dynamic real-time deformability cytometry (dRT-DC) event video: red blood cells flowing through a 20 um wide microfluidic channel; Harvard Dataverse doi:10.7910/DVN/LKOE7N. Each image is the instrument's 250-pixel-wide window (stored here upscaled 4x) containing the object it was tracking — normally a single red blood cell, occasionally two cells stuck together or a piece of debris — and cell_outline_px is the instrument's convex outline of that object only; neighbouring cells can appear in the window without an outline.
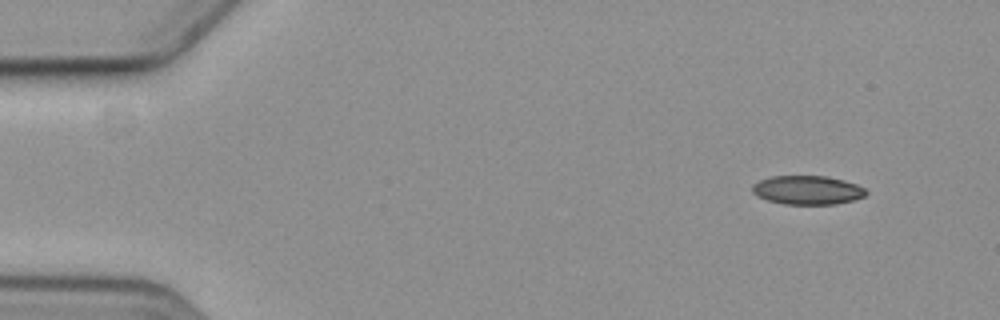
{"species": "common noctule bat (a hibernating species)", "species_latin": "Nyctalus noctula", "temperature_condition": "cold", "stored_images_in_passage": 5, "camera_frame_rate_fps": 3000, "um_per_image_px": 0.085, "animal": {"sex": "female", "body_mass_g": 19.3, "forearm_length_mm": 54.1}, "frame": {"image": 1, "passage_image": 1, "time_ms": 0.0, "image_size_px": [1000, 320], "cell_outline_px": [[868, 192], [864, 196], [852, 200], [836, 204], [784, 204], [768, 200], [752, 192], [752, 184], [760, 180], [772, 176], [828, 176], [844, 180], [856, 184], [864, 188]], "centroid_in_image_um": [68.64, 16.15], "position_along_channel_um": 16.4, "area_um2": 19.02}}
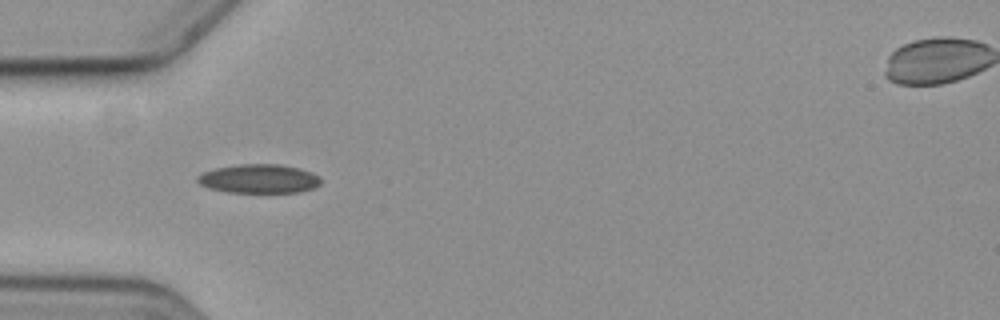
{"frame": {"image": 2, "passage_image": 4, "time_ms": 4.333, "image_size_px": [1000, 320], "cell_outline_px": [[320, 184], [316, 188], [300, 192], [228, 192], [208, 188], [200, 184], [196, 180], [196, 176], [204, 172], [216, 168], [240, 164], [280, 164], [300, 168], [312, 172], [320, 176]], "centroid_in_image_um": [22.04, 15.19], "position_along_channel_um": 63.0, "area_um2": 20.92}}
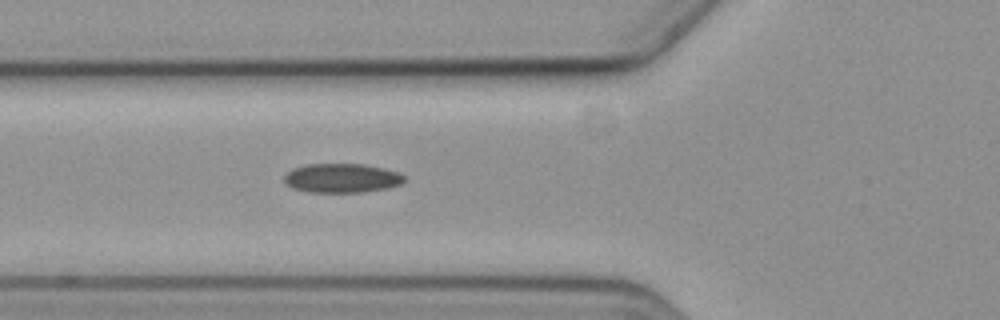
{"frame": {"image": 3, "passage_image": 5, "time_ms": 5.333, "image_size_px": [1000, 320], "cell_outline_px": [[404, 180], [400, 184], [388, 188], [360, 192], [308, 192], [292, 188], [284, 180], [284, 176], [292, 168], [304, 164], [364, 164], [384, 168], [396, 172], [404, 176]], "centroid_in_image_um": [29.02, 15.13], "position_along_channel_um": 96.8, "area_um2": 20.35}}